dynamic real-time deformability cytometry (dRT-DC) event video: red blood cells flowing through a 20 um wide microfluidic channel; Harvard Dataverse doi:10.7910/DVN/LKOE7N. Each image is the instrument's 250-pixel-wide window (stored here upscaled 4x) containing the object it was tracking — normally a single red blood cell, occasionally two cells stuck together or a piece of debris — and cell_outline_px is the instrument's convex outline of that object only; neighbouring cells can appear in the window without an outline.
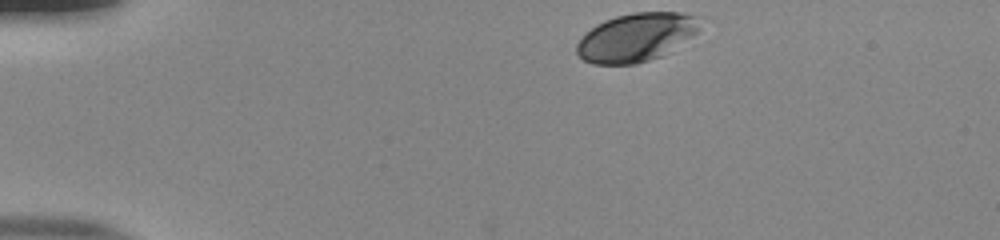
{"species": "human", "species_latin": "Homo sapiens", "temperature_condition": "room temperature", "stored_images_in_passage": 37, "camera_frame_rate_fps": 3000, "um_per_image_px": 0.085, "donor": {"sex": "male"}, "frame": {"image": 1, "passage_image": 1, "time_ms": 0.0, "image_size_px": [1000, 240], "cell_outline_px": [[700, 28], [696, 32], [660, 56], [636, 64], [592, 64], [584, 60], [576, 52], [576, 44], [596, 24], [604, 20], [616, 16], [632, 12], [680, 12], [700, 16]], "centroid_in_image_um": [54.06, 3.15], "position_along_channel_um": 30.9, "area_um2": 34.33}}
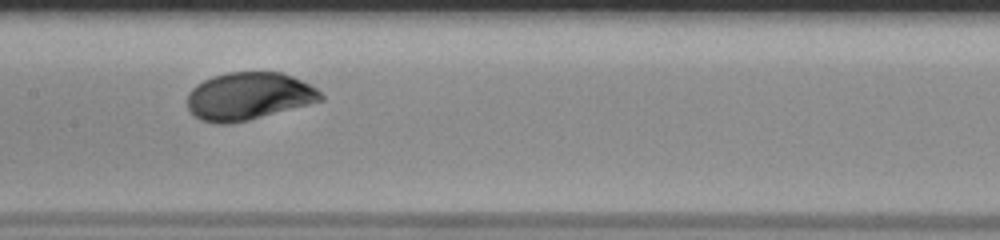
{"frame": {"image": 2, "passage_image": 19, "time_ms": 6.0, "image_size_px": [1000, 240], "cell_outline_px": [[324, 100], [248, 120], [232, 124], [216, 124], [200, 120], [188, 108], [188, 92], [196, 84], [212, 76], [228, 72], [284, 72], [316, 88], [324, 96]], "centroid_in_image_um": [21.12, 8.18], "position_along_channel_um": 186.3, "area_um2": 36.99}}
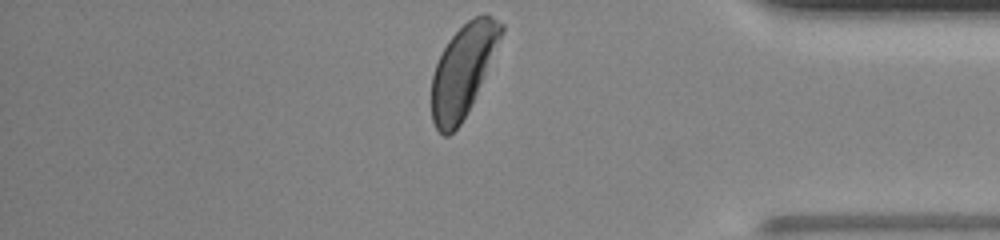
{"frame": {"image": 3, "passage_image": 37, "time_ms": 12.0, "image_size_px": [1000, 240], "cell_outline_px": [[504, 28], [472, 104], [460, 124], [448, 136], [444, 136], [436, 128], [432, 120], [432, 76], [436, 64], [448, 40], [472, 16], [484, 12], [492, 16], [504, 24]], "centroid_in_image_um": [39.34, 5.97], "position_along_channel_um": 395.9, "area_um2": 36.41}, "authors_computed_cell_mechanics": {"area_um2": 36.7608, "velocity_mm_per_s": 3.8326, "shape_relaxation_time_tau1_ms": 2.819, "shape_relaxation_time_tau2_ms": null, "deformation_change_tau1": 0.1479, "deformation_change_tau2": null}}